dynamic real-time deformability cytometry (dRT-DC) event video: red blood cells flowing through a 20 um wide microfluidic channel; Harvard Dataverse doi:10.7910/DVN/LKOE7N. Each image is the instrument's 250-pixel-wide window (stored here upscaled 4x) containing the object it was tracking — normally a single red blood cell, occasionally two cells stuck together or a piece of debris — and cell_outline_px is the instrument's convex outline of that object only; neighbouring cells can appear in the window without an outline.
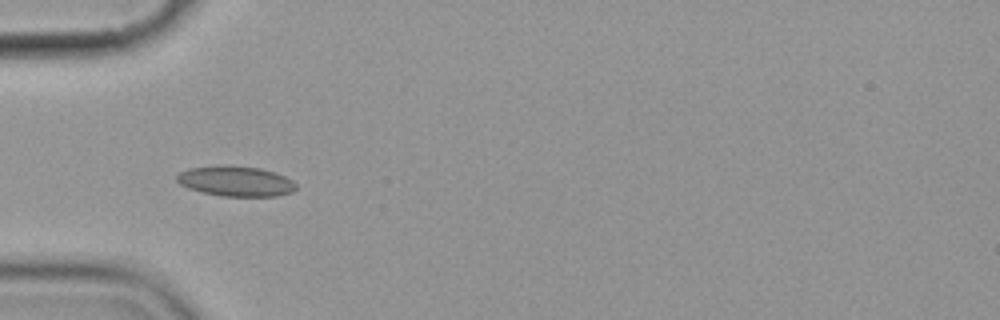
{"species": "common noctule bat (a hibernating species)", "species_latin": "Nyctalus noctula", "temperature_condition": "cold", "stored_images_in_passage": 6, "camera_frame_rate_fps": 3000, "um_per_image_px": 0.085, "animal": {"sex": "female", "body_mass_g": 19.9}, "frame": {"image": 1, "passage_image": 5, "time_ms": 5.667, "image_size_px": [1000, 320], "cell_outline_px": [[296, 188], [292, 192], [276, 196], [220, 196], [188, 188], [180, 184], [176, 180], [176, 176], [180, 172], [188, 168], [220, 164], [224, 164], [260, 168], [276, 172], [292, 180], [296, 184]], "centroid_in_image_um": [20.03, 15.38], "position_along_channel_um": 65.0, "area_um2": 21.21}}
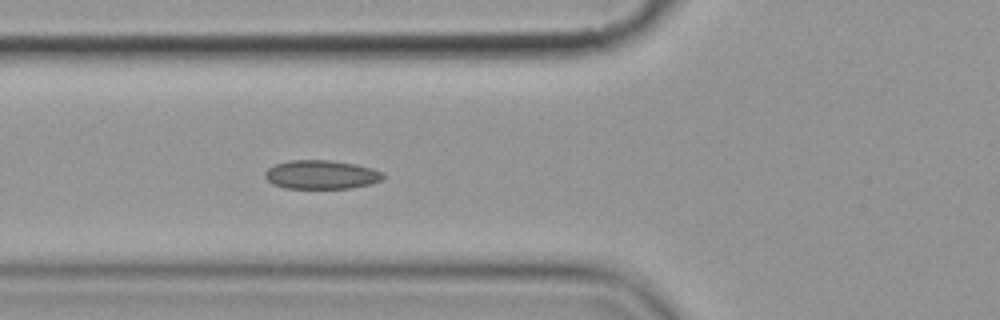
{"frame": {"image": 2, "passage_image": 6, "time_ms": 6.667, "image_size_px": [1000, 320], "cell_outline_px": [[384, 176], [380, 180], [372, 184], [352, 188], [284, 188], [272, 184], [264, 176], [264, 172], [268, 168], [276, 164], [288, 160], [332, 160], [356, 164], [372, 168], [384, 172]], "centroid_in_image_um": [27.31, 14.84], "position_along_channel_um": 98.5, "area_um2": 20.0}}